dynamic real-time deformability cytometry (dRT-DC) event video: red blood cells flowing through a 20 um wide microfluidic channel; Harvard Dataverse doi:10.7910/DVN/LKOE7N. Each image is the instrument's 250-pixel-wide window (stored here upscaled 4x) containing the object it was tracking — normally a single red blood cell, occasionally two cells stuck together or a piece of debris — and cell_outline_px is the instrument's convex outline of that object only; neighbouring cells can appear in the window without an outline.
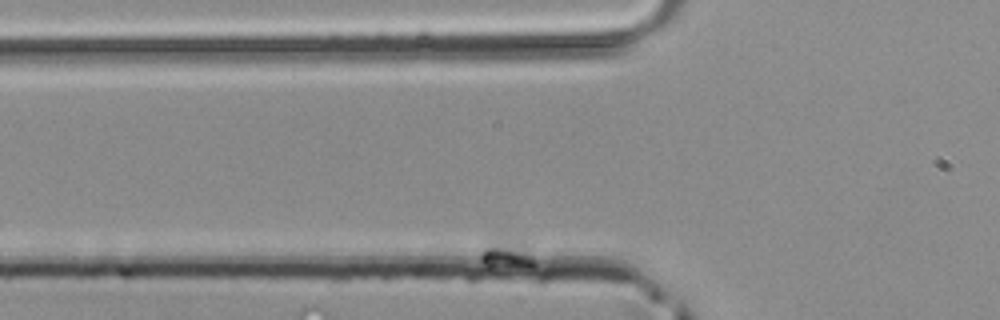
{"species": "common noctule bat (a hibernating species)", "species_latin": "Nyctalus noctula", "temperature_condition": "room temperature", "stored_images_in_passage": 6, "camera_frame_rate_fps": 3000, "um_per_image_px": 0.085, "animal": {"sex": "male", "body_mass_g": 20.4}, "frame": {"image": 1, "passage_image": 2, "time_ms": 0.333, "image_size_px": [1000, 320], "cell_outline_px": [[536, 264], [492, 272], [480, 260], [480, 252], [484, 240], [496, 236], [512, 232], [528, 236], [532, 240], [536, 260]], "centroid_in_image_um": [43.16, 21.42], "position_along_channel_um": 82.6, "area_um2": 12.31}}